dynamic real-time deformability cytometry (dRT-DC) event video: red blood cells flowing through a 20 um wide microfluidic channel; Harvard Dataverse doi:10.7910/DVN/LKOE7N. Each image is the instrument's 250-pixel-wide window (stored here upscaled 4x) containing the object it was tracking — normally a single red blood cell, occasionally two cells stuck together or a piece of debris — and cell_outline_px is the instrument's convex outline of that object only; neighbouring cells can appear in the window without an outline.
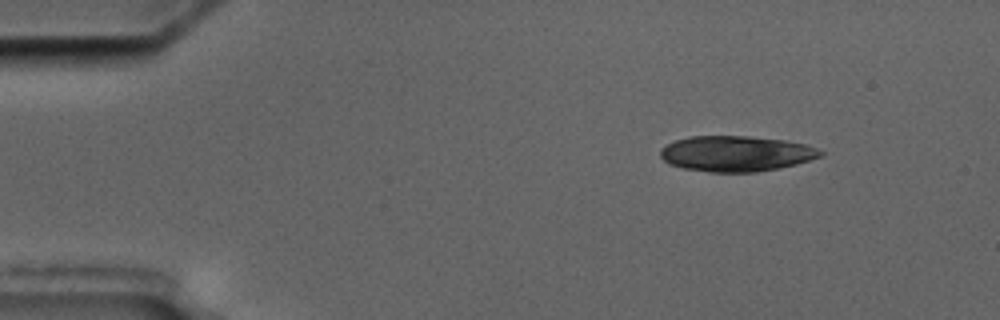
{"species": "common noctule bat (a hibernating species)", "species_latin": "Nyctalus noctula", "temperature_condition": "cold", "stored_images_in_passage": 5, "camera_frame_rate_fps": 3000, "um_per_image_px": 0.085, "animal": {"sex": "male", "body_mass_g": 17.5, "forearm_length_mm": 52.3}, "frame": {"image": 1, "passage_image": 1, "time_ms": 0.0, "image_size_px": [1000, 320], "cell_outline_px": [[824, 156], [796, 164], [756, 172], [708, 172], [684, 168], [668, 164], [660, 156], [660, 148], [664, 144], [688, 136], [748, 136], [784, 140], [804, 144], [816, 148], [824, 152]], "centroid_in_image_um": [62.53, 13.05], "position_along_channel_um": 22.5, "area_um2": 33.29}}